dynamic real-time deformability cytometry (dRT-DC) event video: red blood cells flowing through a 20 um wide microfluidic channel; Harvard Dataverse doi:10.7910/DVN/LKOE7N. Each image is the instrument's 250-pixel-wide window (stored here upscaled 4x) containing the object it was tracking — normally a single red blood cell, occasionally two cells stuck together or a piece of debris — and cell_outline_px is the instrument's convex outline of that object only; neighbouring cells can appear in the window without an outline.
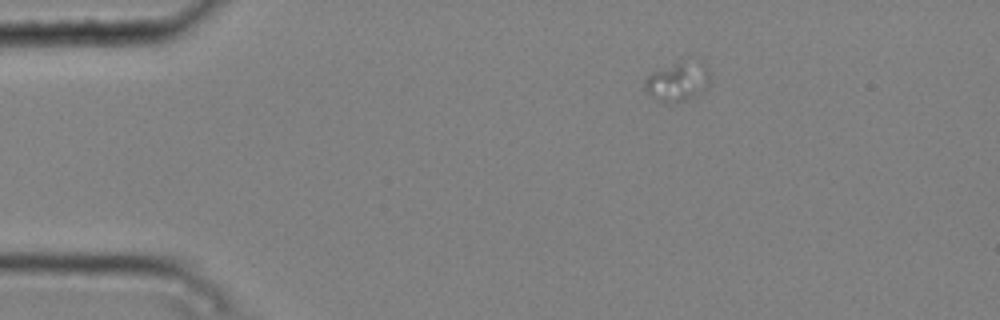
{"species": "common noctule bat (a hibernating species)", "species_latin": "Nyctalus noctula", "temperature_condition": "cold", "stored_images_in_passage": 5, "camera_frame_rate_fps": 3000, "um_per_image_px": 0.085, "animal": {"sex": "male", "body_mass_g": 20.4}, "frame": {"image": 1, "passage_image": 3, "time_ms": 0.667, "image_size_px": [1000, 320], "cell_outline_px": [[708, 84], [696, 96], [684, 100], [668, 104], [652, 96], [644, 88], [644, 80], [652, 72], [680, 60], [704, 68], [708, 72]], "centroid_in_image_um": [57.51, 6.97], "position_along_channel_um": 27.5, "area_um2": 14.1}}